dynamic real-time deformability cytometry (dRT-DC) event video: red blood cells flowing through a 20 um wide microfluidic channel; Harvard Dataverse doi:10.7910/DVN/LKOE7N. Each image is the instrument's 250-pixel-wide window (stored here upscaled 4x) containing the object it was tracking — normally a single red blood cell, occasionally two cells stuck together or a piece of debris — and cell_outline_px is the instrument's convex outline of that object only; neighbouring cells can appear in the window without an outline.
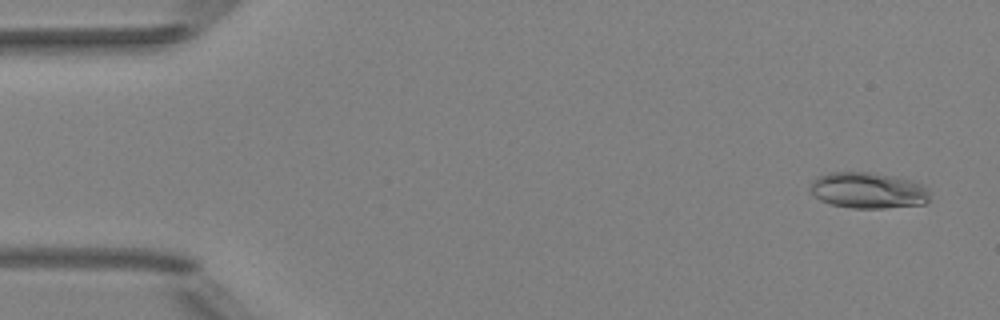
{"species": "Egyptian fruit bat (a non-hibernating species)", "species_latin": "Rousettus aegyptiacus", "temperature_condition": "room temperature", "stored_images_in_passage": 3, "camera_frame_rate_fps": 3000, "um_per_image_px": 0.085, "animal": {"sex": "female"}, "frame": {"image": 1, "passage_image": 1, "time_ms": 0.0, "image_size_px": [1000, 320], "cell_outline_px": [[932, 192], [928, 200], [924, 204], [884, 208], [852, 208], [832, 204], [820, 200], [808, 188], [812, 180], [816, 176], [828, 172], [872, 172], [912, 180], [924, 184]], "centroid_in_image_um": [73.81, 16.17], "position_along_channel_um": 11.2, "area_um2": 25.49}}